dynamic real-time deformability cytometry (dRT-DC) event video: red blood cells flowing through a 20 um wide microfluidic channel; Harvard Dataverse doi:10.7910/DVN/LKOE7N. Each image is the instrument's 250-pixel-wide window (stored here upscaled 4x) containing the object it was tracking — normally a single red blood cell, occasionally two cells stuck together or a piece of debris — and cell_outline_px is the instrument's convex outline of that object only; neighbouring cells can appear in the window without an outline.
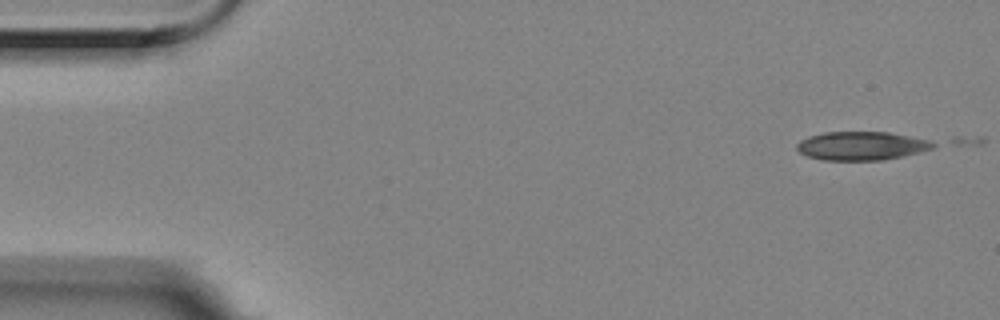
{"species": "Egyptian fruit bat (a non-hibernating species)", "species_latin": "Rousettus aegyptiacus", "temperature_condition": "room temperature", "stored_images_in_passage": 3, "camera_frame_rate_fps": 3000, "um_per_image_px": 0.085, "animal": {"sex": "female"}, "frame": {"image": 1, "passage_image": 1, "time_ms": 0.0, "image_size_px": [1000, 320], "cell_outline_px": [[936, 148], [884, 160], [820, 160], [808, 156], [800, 152], [796, 148], [796, 144], [800, 140], [808, 136], [824, 132], [888, 132], [928, 140], [936, 144]], "centroid_in_image_um": [73.2, 12.4], "position_along_channel_um": 11.8, "area_um2": 22.66}}